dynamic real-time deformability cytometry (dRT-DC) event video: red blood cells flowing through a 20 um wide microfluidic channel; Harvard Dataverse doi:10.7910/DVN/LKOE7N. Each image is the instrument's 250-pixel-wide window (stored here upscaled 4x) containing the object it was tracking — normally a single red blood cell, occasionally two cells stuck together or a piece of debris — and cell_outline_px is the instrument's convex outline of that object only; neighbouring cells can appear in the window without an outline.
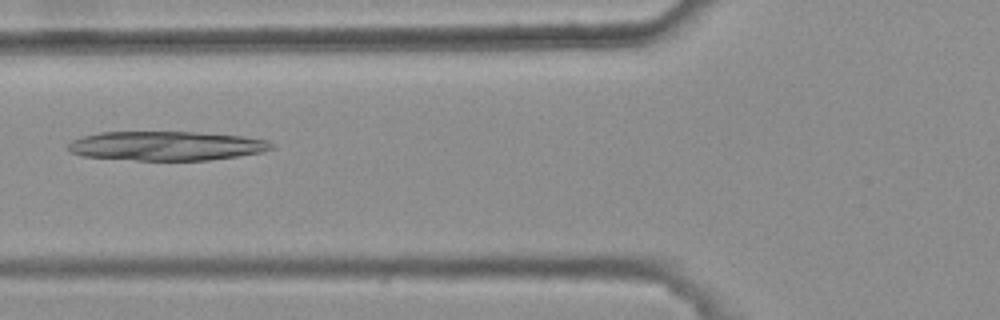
{"species": "common noctule bat (a hibernating species)", "species_latin": "Nyctalus noctula", "temperature_condition": "warm", "stored_images_in_passage": 5, "camera_frame_rate_fps": 3000, "um_per_image_px": 0.085, "animal": {"sex": "female", "body_mass_g": 25.1}, "frame": {"image": 1, "passage_image": 5, "time_ms": 1.333, "image_size_px": [1000, 320], "cell_outline_px": [[276, 148], [260, 152], [236, 156], [208, 160], [136, 160], [84, 156], [72, 152], [68, 148], [68, 144], [72, 140], [84, 136], [100, 132], [196, 132], [244, 136], [268, 140], [276, 144]], "centroid_in_image_um": [14.2, 12.39], "position_along_channel_um": 111.6, "area_um2": 34.56}}